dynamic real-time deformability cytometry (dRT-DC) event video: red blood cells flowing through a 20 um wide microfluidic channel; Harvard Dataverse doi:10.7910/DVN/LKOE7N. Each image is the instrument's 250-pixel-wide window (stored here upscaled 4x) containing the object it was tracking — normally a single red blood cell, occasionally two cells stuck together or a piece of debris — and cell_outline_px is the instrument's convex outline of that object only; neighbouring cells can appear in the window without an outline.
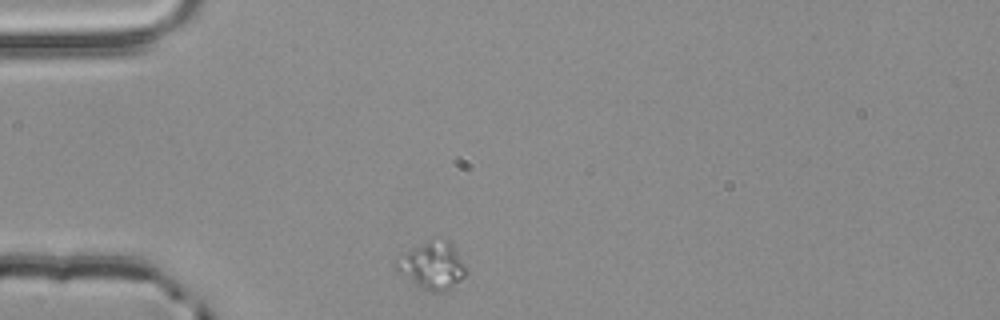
{"species": "common noctule bat (a hibernating species)", "species_latin": "Nyctalus noctula", "temperature_condition": "room temperature", "stored_images_in_passage": 35, "camera_frame_rate_fps": 3000, "um_per_image_px": 0.085, "animal": {"sex": "male", "body_mass_g": 20.4}, "frame": {"image": 1, "passage_image": 1, "time_ms": 0.0, "image_size_px": [1000, 320], "cell_outline_px": [[468, 268], [464, 276], [460, 280], [444, 292], [432, 292], [420, 288], [400, 276], [396, 272], [392, 264], [396, 260], [408, 252], [428, 240], [448, 240]], "centroid_in_image_um": [36.71, 22.62], "position_along_channel_um": 48.3, "area_um2": 19.13}}